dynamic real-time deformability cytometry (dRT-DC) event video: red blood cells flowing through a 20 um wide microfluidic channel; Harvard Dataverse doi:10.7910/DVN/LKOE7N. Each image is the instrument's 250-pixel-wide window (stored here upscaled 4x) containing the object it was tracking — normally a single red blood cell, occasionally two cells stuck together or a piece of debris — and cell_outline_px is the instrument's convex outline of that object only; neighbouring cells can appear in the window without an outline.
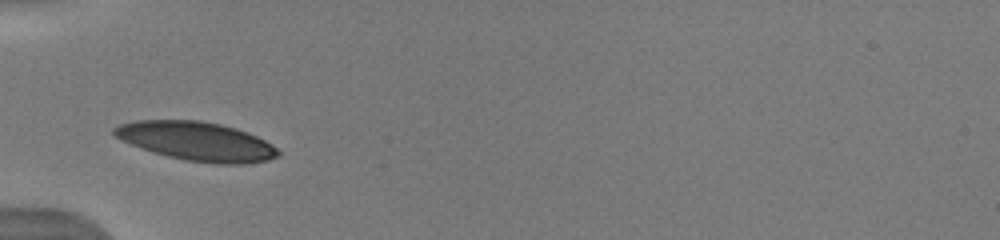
{"species": "human", "species_latin": "Homo sapiens", "temperature_condition": "warm", "stored_images_in_passage": 18, "camera_frame_rate_fps": 3000, "um_per_image_px": 0.085, "donor": {"sex": "male"}, "frame": {"image": 1, "passage_image": 1, "time_ms": 0.0, "image_size_px": [1000, 240], "cell_outline_px": [[280, 156], [268, 160], [244, 164], [220, 164], [184, 160], [168, 156], [132, 144], [116, 136], [112, 132], [112, 128], [120, 124], [136, 120], [200, 120], [220, 124], [236, 128], [248, 132], [272, 144], [280, 152]], "centroid_in_image_um": [16.76, 12.0], "position_along_channel_um": 68.2, "area_um2": 36.88}}